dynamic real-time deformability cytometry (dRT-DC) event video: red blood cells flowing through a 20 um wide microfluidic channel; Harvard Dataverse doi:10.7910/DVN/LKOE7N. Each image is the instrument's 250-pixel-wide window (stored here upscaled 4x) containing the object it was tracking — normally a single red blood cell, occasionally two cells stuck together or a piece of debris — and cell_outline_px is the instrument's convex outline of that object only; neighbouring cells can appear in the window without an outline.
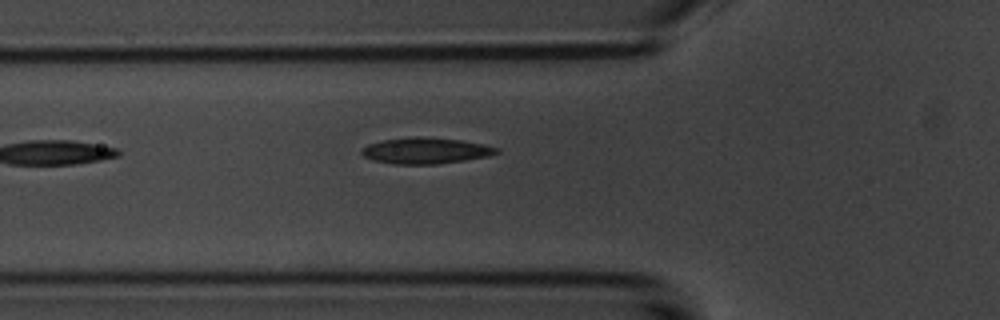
{"species": "common noctule bat (a hibernating species)", "species_latin": "Nyctalus noctula", "temperature_condition": "room temperature", "stored_images_in_passage": 5, "camera_frame_rate_fps": 3000, "um_per_image_px": 0.085, "animal": {"sex": "male", "body_mass_g": 20.1, "forearm_length_mm": 53.5}, "frame": {"image": 1, "passage_image": 5, "time_ms": 4.667, "image_size_px": [1000, 320], "cell_outline_px": [[500, 152], [488, 156], [464, 160], [436, 164], [392, 164], [372, 160], [364, 156], [360, 152], [360, 148], [368, 144], [384, 140], [408, 136], [420, 136], [460, 140], [484, 144], [500, 148]], "centroid_in_image_um": [36.15, 12.8], "position_along_channel_um": 89.6, "area_um2": 20.69}}